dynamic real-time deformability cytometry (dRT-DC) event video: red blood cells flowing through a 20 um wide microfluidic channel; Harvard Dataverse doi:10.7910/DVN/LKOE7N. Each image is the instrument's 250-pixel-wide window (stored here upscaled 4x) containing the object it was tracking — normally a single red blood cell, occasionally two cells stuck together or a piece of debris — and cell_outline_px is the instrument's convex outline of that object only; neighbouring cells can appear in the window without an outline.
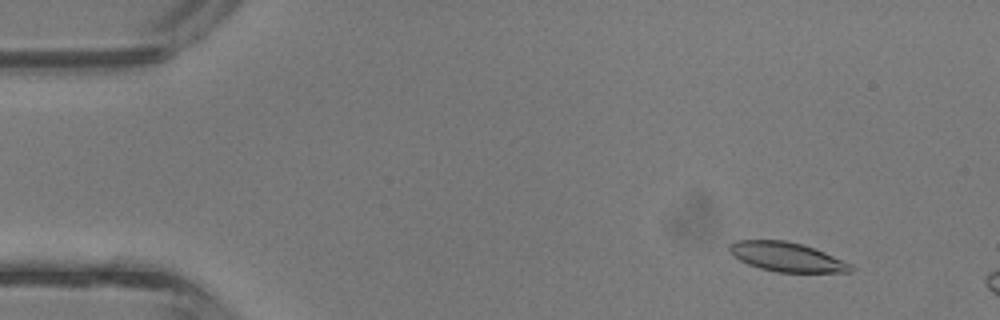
{"species": "common noctule bat (a hibernating species)", "species_latin": "Nyctalus noctula", "temperature_condition": "room temperature", "stored_images_in_passage": 10, "camera_frame_rate_fps": 3000, "um_per_image_px": 0.085, "animal": {"sex": "male", "body_mass_g": 13.3}, "frame": {"image": 1, "passage_image": 5, "time_ms": 1.333, "image_size_px": [1000, 320], "cell_outline_px": [[856, 268], [852, 272], [776, 272], [760, 268], [748, 264], [732, 256], [728, 248], [728, 244], [736, 240], [784, 240], [800, 244], [824, 252], [852, 264]], "centroid_in_image_um": [66.86, 21.84], "position_along_channel_um": 18.1, "area_um2": 20.69}}